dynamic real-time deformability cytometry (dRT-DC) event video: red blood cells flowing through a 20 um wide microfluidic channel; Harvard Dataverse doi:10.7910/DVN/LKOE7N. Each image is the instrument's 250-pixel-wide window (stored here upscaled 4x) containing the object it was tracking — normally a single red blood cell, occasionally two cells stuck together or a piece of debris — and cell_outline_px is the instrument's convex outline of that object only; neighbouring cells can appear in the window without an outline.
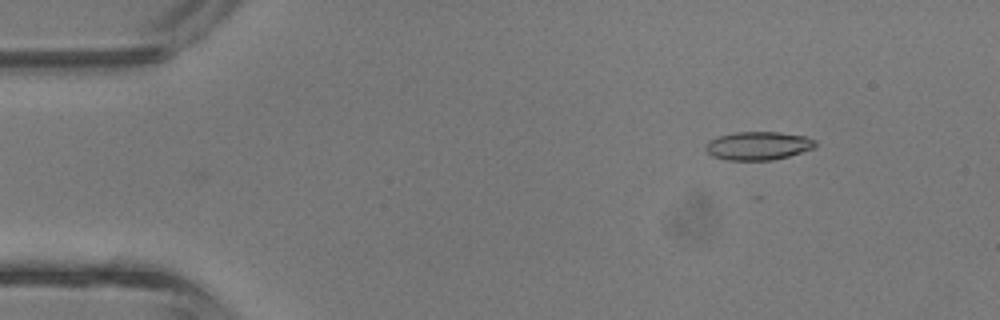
{"species": "common noctule bat (a hibernating species)", "species_latin": "Nyctalus noctula", "temperature_condition": "room temperature", "stored_images_in_passage": 4, "camera_frame_rate_fps": 3000, "um_per_image_px": 0.085, "animal": {"sex": "male", "body_mass_g": 13.3}, "frame": {"image": 1, "passage_image": 4, "time_ms": 1.0, "image_size_px": [1000, 320], "cell_outline_px": [[816, 148], [788, 156], [772, 160], [728, 160], [712, 156], [704, 148], [704, 144], [708, 140], [716, 136], [736, 132], [780, 132], [808, 136], [816, 140]], "centroid_in_image_um": [64.45, 12.38], "position_along_channel_um": 20.6, "area_um2": 18.44}}